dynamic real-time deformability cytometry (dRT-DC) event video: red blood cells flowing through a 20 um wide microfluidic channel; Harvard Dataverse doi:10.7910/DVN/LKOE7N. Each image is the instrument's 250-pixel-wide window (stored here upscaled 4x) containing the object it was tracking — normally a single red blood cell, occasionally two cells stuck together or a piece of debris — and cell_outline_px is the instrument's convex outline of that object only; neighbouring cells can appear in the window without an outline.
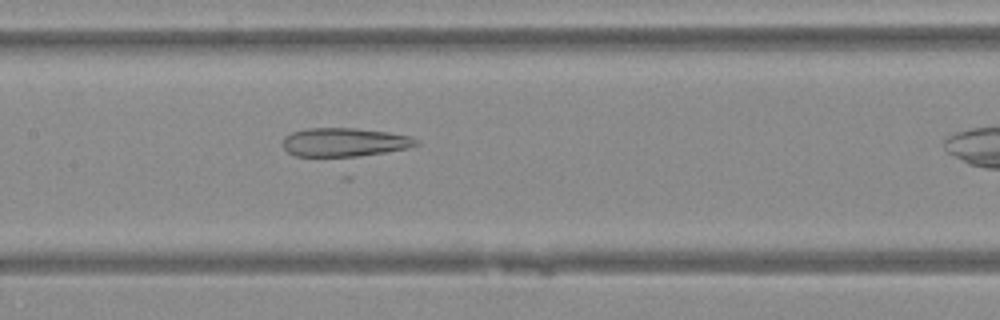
{"species": "Egyptian fruit bat (a non-hibernating species)", "species_latin": "Rousettus aegyptiacus", "temperature_condition": "warm", "stored_images_in_passage": 10, "camera_frame_rate_fps": 3000, "um_per_image_px": 0.085, "animal": {"sex": "female"}, "frame": {"image": 1, "passage_image": 9, "time_ms": 2.667, "image_size_px": [1000, 320], "cell_outline_px": [[420, 144], [408, 148], [348, 160], [344, 160], [296, 156], [288, 152], [284, 148], [284, 136], [292, 132], [308, 128], [356, 128], [388, 132], [412, 136]], "centroid_in_image_um": [29.29, 12.15], "position_along_channel_um": 178.1, "area_um2": 23.52}}